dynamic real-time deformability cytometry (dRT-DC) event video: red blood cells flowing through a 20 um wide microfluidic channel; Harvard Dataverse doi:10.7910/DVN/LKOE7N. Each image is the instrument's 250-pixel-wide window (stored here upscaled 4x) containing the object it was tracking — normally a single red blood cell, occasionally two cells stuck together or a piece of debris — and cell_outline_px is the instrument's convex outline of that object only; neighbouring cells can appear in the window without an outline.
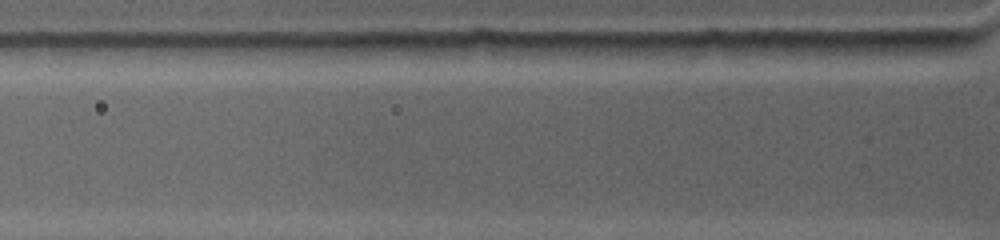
{"species": "common noctule bat (a hibernating species)", "species_latin": "Nyctalus noctula", "temperature_condition": "warm", "stored_images_in_passage": 2, "camera_frame_rate_fps": 4500, "um_per_image_px": 0.085, "animal": {"sex": "female", "body_mass_g": 19.0, "forearm_length_mm": 53.3}, "frame": {"image": 1, "passage_image": 2, "time_ms": 0.444, "image_size_px": [1000, 240], "cell_outline_px": [[724, 44], [708, 56], [636, 60], [612, 60], [604, 44], [704, 40], [720, 40]], "centroid_in_image_um": [56.3, 4.23], "position_along_channel_um": 69.5, "area_um2": 13.18}}